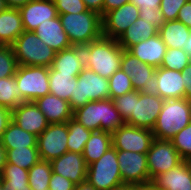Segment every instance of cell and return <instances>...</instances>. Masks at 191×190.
Wrapping results in <instances>:
<instances>
[{
    "label": "cell",
    "mask_w": 191,
    "mask_h": 190,
    "mask_svg": "<svg viewBox=\"0 0 191 190\" xmlns=\"http://www.w3.org/2000/svg\"><path fill=\"white\" fill-rule=\"evenodd\" d=\"M82 48L85 67L101 77L109 79L120 69L124 49L119 45L117 39L101 36Z\"/></svg>",
    "instance_id": "obj_1"
},
{
    "label": "cell",
    "mask_w": 191,
    "mask_h": 190,
    "mask_svg": "<svg viewBox=\"0 0 191 190\" xmlns=\"http://www.w3.org/2000/svg\"><path fill=\"white\" fill-rule=\"evenodd\" d=\"M73 119L91 131L112 133L125 122L112 99L90 101L73 111Z\"/></svg>",
    "instance_id": "obj_2"
},
{
    "label": "cell",
    "mask_w": 191,
    "mask_h": 190,
    "mask_svg": "<svg viewBox=\"0 0 191 190\" xmlns=\"http://www.w3.org/2000/svg\"><path fill=\"white\" fill-rule=\"evenodd\" d=\"M191 122V101L186 98L164 100L156 124L152 129L155 139L171 140Z\"/></svg>",
    "instance_id": "obj_3"
},
{
    "label": "cell",
    "mask_w": 191,
    "mask_h": 190,
    "mask_svg": "<svg viewBox=\"0 0 191 190\" xmlns=\"http://www.w3.org/2000/svg\"><path fill=\"white\" fill-rule=\"evenodd\" d=\"M72 46H85L102 36L101 15L87 10L83 13L58 14Z\"/></svg>",
    "instance_id": "obj_4"
},
{
    "label": "cell",
    "mask_w": 191,
    "mask_h": 190,
    "mask_svg": "<svg viewBox=\"0 0 191 190\" xmlns=\"http://www.w3.org/2000/svg\"><path fill=\"white\" fill-rule=\"evenodd\" d=\"M11 46L18 65L51 67L56 55L34 31H24Z\"/></svg>",
    "instance_id": "obj_5"
},
{
    "label": "cell",
    "mask_w": 191,
    "mask_h": 190,
    "mask_svg": "<svg viewBox=\"0 0 191 190\" xmlns=\"http://www.w3.org/2000/svg\"><path fill=\"white\" fill-rule=\"evenodd\" d=\"M109 98V81L96 74L94 71L84 68L77 79L74 80V90L69 100L70 107L75 109L86 105L90 101H98Z\"/></svg>",
    "instance_id": "obj_6"
},
{
    "label": "cell",
    "mask_w": 191,
    "mask_h": 190,
    "mask_svg": "<svg viewBox=\"0 0 191 190\" xmlns=\"http://www.w3.org/2000/svg\"><path fill=\"white\" fill-rule=\"evenodd\" d=\"M86 180L96 190H112L123 184L117 150L110 147L99 160L88 165Z\"/></svg>",
    "instance_id": "obj_7"
},
{
    "label": "cell",
    "mask_w": 191,
    "mask_h": 190,
    "mask_svg": "<svg viewBox=\"0 0 191 190\" xmlns=\"http://www.w3.org/2000/svg\"><path fill=\"white\" fill-rule=\"evenodd\" d=\"M14 76L24 102L50 94L49 67L18 65Z\"/></svg>",
    "instance_id": "obj_8"
},
{
    "label": "cell",
    "mask_w": 191,
    "mask_h": 190,
    "mask_svg": "<svg viewBox=\"0 0 191 190\" xmlns=\"http://www.w3.org/2000/svg\"><path fill=\"white\" fill-rule=\"evenodd\" d=\"M120 68L130 77L134 90L147 95H158L156 68L141 62L124 50Z\"/></svg>",
    "instance_id": "obj_9"
},
{
    "label": "cell",
    "mask_w": 191,
    "mask_h": 190,
    "mask_svg": "<svg viewBox=\"0 0 191 190\" xmlns=\"http://www.w3.org/2000/svg\"><path fill=\"white\" fill-rule=\"evenodd\" d=\"M112 146L116 150L146 154L153 142L154 134L147 128L135 127L124 123L111 133Z\"/></svg>",
    "instance_id": "obj_10"
},
{
    "label": "cell",
    "mask_w": 191,
    "mask_h": 190,
    "mask_svg": "<svg viewBox=\"0 0 191 190\" xmlns=\"http://www.w3.org/2000/svg\"><path fill=\"white\" fill-rule=\"evenodd\" d=\"M117 159L123 184L150 186L146 154L117 150Z\"/></svg>",
    "instance_id": "obj_11"
},
{
    "label": "cell",
    "mask_w": 191,
    "mask_h": 190,
    "mask_svg": "<svg viewBox=\"0 0 191 190\" xmlns=\"http://www.w3.org/2000/svg\"><path fill=\"white\" fill-rule=\"evenodd\" d=\"M146 156L151 181L157 175L168 172L183 161L169 140L154 139Z\"/></svg>",
    "instance_id": "obj_12"
},
{
    "label": "cell",
    "mask_w": 191,
    "mask_h": 190,
    "mask_svg": "<svg viewBox=\"0 0 191 190\" xmlns=\"http://www.w3.org/2000/svg\"><path fill=\"white\" fill-rule=\"evenodd\" d=\"M68 125L64 123H50L38 136L37 147L40 159L51 161L68 151Z\"/></svg>",
    "instance_id": "obj_13"
},
{
    "label": "cell",
    "mask_w": 191,
    "mask_h": 190,
    "mask_svg": "<svg viewBox=\"0 0 191 190\" xmlns=\"http://www.w3.org/2000/svg\"><path fill=\"white\" fill-rule=\"evenodd\" d=\"M163 103L164 100L158 95H147L134 90V112L125 123L152 130Z\"/></svg>",
    "instance_id": "obj_14"
},
{
    "label": "cell",
    "mask_w": 191,
    "mask_h": 190,
    "mask_svg": "<svg viewBox=\"0 0 191 190\" xmlns=\"http://www.w3.org/2000/svg\"><path fill=\"white\" fill-rule=\"evenodd\" d=\"M139 13V8L130 2L105 13L101 17L102 36L118 39L129 26L136 22Z\"/></svg>",
    "instance_id": "obj_15"
},
{
    "label": "cell",
    "mask_w": 191,
    "mask_h": 190,
    "mask_svg": "<svg viewBox=\"0 0 191 190\" xmlns=\"http://www.w3.org/2000/svg\"><path fill=\"white\" fill-rule=\"evenodd\" d=\"M50 163L53 173L69 179L75 185L86 180L88 165L82 154L67 151Z\"/></svg>",
    "instance_id": "obj_16"
},
{
    "label": "cell",
    "mask_w": 191,
    "mask_h": 190,
    "mask_svg": "<svg viewBox=\"0 0 191 190\" xmlns=\"http://www.w3.org/2000/svg\"><path fill=\"white\" fill-rule=\"evenodd\" d=\"M11 120L23 130L39 136L49 125L35 102H23L12 110Z\"/></svg>",
    "instance_id": "obj_17"
},
{
    "label": "cell",
    "mask_w": 191,
    "mask_h": 190,
    "mask_svg": "<svg viewBox=\"0 0 191 190\" xmlns=\"http://www.w3.org/2000/svg\"><path fill=\"white\" fill-rule=\"evenodd\" d=\"M24 31H34L39 24L58 16L53 0H31L19 8Z\"/></svg>",
    "instance_id": "obj_18"
},
{
    "label": "cell",
    "mask_w": 191,
    "mask_h": 190,
    "mask_svg": "<svg viewBox=\"0 0 191 190\" xmlns=\"http://www.w3.org/2000/svg\"><path fill=\"white\" fill-rule=\"evenodd\" d=\"M152 190H191V172L183 160L168 172L157 175L149 186Z\"/></svg>",
    "instance_id": "obj_19"
},
{
    "label": "cell",
    "mask_w": 191,
    "mask_h": 190,
    "mask_svg": "<svg viewBox=\"0 0 191 190\" xmlns=\"http://www.w3.org/2000/svg\"><path fill=\"white\" fill-rule=\"evenodd\" d=\"M128 51L138 58L141 62L159 68L166 54L167 46L160 38L159 34L140 41L131 46Z\"/></svg>",
    "instance_id": "obj_20"
},
{
    "label": "cell",
    "mask_w": 191,
    "mask_h": 190,
    "mask_svg": "<svg viewBox=\"0 0 191 190\" xmlns=\"http://www.w3.org/2000/svg\"><path fill=\"white\" fill-rule=\"evenodd\" d=\"M158 96L163 100L184 98L185 83L180 71L156 68Z\"/></svg>",
    "instance_id": "obj_21"
},
{
    "label": "cell",
    "mask_w": 191,
    "mask_h": 190,
    "mask_svg": "<svg viewBox=\"0 0 191 190\" xmlns=\"http://www.w3.org/2000/svg\"><path fill=\"white\" fill-rule=\"evenodd\" d=\"M34 33L42 42L56 52L72 47L68 35L63 29L59 16L51 20H46L34 30Z\"/></svg>",
    "instance_id": "obj_22"
},
{
    "label": "cell",
    "mask_w": 191,
    "mask_h": 190,
    "mask_svg": "<svg viewBox=\"0 0 191 190\" xmlns=\"http://www.w3.org/2000/svg\"><path fill=\"white\" fill-rule=\"evenodd\" d=\"M35 104L50 123H64L73 118L70 103L52 94L36 99Z\"/></svg>",
    "instance_id": "obj_23"
},
{
    "label": "cell",
    "mask_w": 191,
    "mask_h": 190,
    "mask_svg": "<svg viewBox=\"0 0 191 190\" xmlns=\"http://www.w3.org/2000/svg\"><path fill=\"white\" fill-rule=\"evenodd\" d=\"M51 68L60 74L79 75L85 68L83 48L72 46L56 52Z\"/></svg>",
    "instance_id": "obj_24"
},
{
    "label": "cell",
    "mask_w": 191,
    "mask_h": 190,
    "mask_svg": "<svg viewBox=\"0 0 191 190\" xmlns=\"http://www.w3.org/2000/svg\"><path fill=\"white\" fill-rule=\"evenodd\" d=\"M24 32L21 13L18 8H7L0 13V42L12 45Z\"/></svg>",
    "instance_id": "obj_25"
},
{
    "label": "cell",
    "mask_w": 191,
    "mask_h": 190,
    "mask_svg": "<svg viewBox=\"0 0 191 190\" xmlns=\"http://www.w3.org/2000/svg\"><path fill=\"white\" fill-rule=\"evenodd\" d=\"M157 34L158 29L153 24L139 17L135 23L122 33L117 42L124 50H128L140 41L148 40Z\"/></svg>",
    "instance_id": "obj_26"
},
{
    "label": "cell",
    "mask_w": 191,
    "mask_h": 190,
    "mask_svg": "<svg viewBox=\"0 0 191 190\" xmlns=\"http://www.w3.org/2000/svg\"><path fill=\"white\" fill-rule=\"evenodd\" d=\"M191 29L177 20L165 21L158 34L167 48L184 49Z\"/></svg>",
    "instance_id": "obj_27"
},
{
    "label": "cell",
    "mask_w": 191,
    "mask_h": 190,
    "mask_svg": "<svg viewBox=\"0 0 191 190\" xmlns=\"http://www.w3.org/2000/svg\"><path fill=\"white\" fill-rule=\"evenodd\" d=\"M38 136L20 128L12 120L3 132L0 143L6 150L24 147H37Z\"/></svg>",
    "instance_id": "obj_28"
},
{
    "label": "cell",
    "mask_w": 191,
    "mask_h": 190,
    "mask_svg": "<svg viewBox=\"0 0 191 190\" xmlns=\"http://www.w3.org/2000/svg\"><path fill=\"white\" fill-rule=\"evenodd\" d=\"M112 147V135L108 131H92L83 150V157L87 165L99 160Z\"/></svg>",
    "instance_id": "obj_29"
},
{
    "label": "cell",
    "mask_w": 191,
    "mask_h": 190,
    "mask_svg": "<svg viewBox=\"0 0 191 190\" xmlns=\"http://www.w3.org/2000/svg\"><path fill=\"white\" fill-rule=\"evenodd\" d=\"M79 75H65L49 67L50 94L69 102L74 90V80Z\"/></svg>",
    "instance_id": "obj_30"
},
{
    "label": "cell",
    "mask_w": 191,
    "mask_h": 190,
    "mask_svg": "<svg viewBox=\"0 0 191 190\" xmlns=\"http://www.w3.org/2000/svg\"><path fill=\"white\" fill-rule=\"evenodd\" d=\"M0 180L5 184L6 190H31L28 182V170L14 164L6 163Z\"/></svg>",
    "instance_id": "obj_31"
},
{
    "label": "cell",
    "mask_w": 191,
    "mask_h": 190,
    "mask_svg": "<svg viewBox=\"0 0 191 190\" xmlns=\"http://www.w3.org/2000/svg\"><path fill=\"white\" fill-rule=\"evenodd\" d=\"M24 102V97L17 85L15 76L0 79V107L10 109L16 108Z\"/></svg>",
    "instance_id": "obj_32"
},
{
    "label": "cell",
    "mask_w": 191,
    "mask_h": 190,
    "mask_svg": "<svg viewBox=\"0 0 191 190\" xmlns=\"http://www.w3.org/2000/svg\"><path fill=\"white\" fill-rule=\"evenodd\" d=\"M68 125V151L82 154L87 140L90 137L91 130L86 129L82 124L73 118L67 122Z\"/></svg>",
    "instance_id": "obj_33"
},
{
    "label": "cell",
    "mask_w": 191,
    "mask_h": 190,
    "mask_svg": "<svg viewBox=\"0 0 191 190\" xmlns=\"http://www.w3.org/2000/svg\"><path fill=\"white\" fill-rule=\"evenodd\" d=\"M52 175L50 161L40 160L28 170V182L31 190H46Z\"/></svg>",
    "instance_id": "obj_34"
},
{
    "label": "cell",
    "mask_w": 191,
    "mask_h": 190,
    "mask_svg": "<svg viewBox=\"0 0 191 190\" xmlns=\"http://www.w3.org/2000/svg\"><path fill=\"white\" fill-rule=\"evenodd\" d=\"M38 147H24L7 150V163L29 170L40 161Z\"/></svg>",
    "instance_id": "obj_35"
},
{
    "label": "cell",
    "mask_w": 191,
    "mask_h": 190,
    "mask_svg": "<svg viewBox=\"0 0 191 190\" xmlns=\"http://www.w3.org/2000/svg\"><path fill=\"white\" fill-rule=\"evenodd\" d=\"M109 98L120 97L127 92L133 91L130 77L120 68L109 79Z\"/></svg>",
    "instance_id": "obj_36"
},
{
    "label": "cell",
    "mask_w": 191,
    "mask_h": 190,
    "mask_svg": "<svg viewBox=\"0 0 191 190\" xmlns=\"http://www.w3.org/2000/svg\"><path fill=\"white\" fill-rule=\"evenodd\" d=\"M190 61L191 59L184 49L167 48L160 67L181 72Z\"/></svg>",
    "instance_id": "obj_37"
},
{
    "label": "cell",
    "mask_w": 191,
    "mask_h": 190,
    "mask_svg": "<svg viewBox=\"0 0 191 190\" xmlns=\"http://www.w3.org/2000/svg\"><path fill=\"white\" fill-rule=\"evenodd\" d=\"M18 63L11 45L0 46V79L14 76Z\"/></svg>",
    "instance_id": "obj_38"
},
{
    "label": "cell",
    "mask_w": 191,
    "mask_h": 190,
    "mask_svg": "<svg viewBox=\"0 0 191 190\" xmlns=\"http://www.w3.org/2000/svg\"><path fill=\"white\" fill-rule=\"evenodd\" d=\"M181 158L191 157V122L170 140Z\"/></svg>",
    "instance_id": "obj_39"
},
{
    "label": "cell",
    "mask_w": 191,
    "mask_h": 190,
    "mask_svg": "<svg viewBox=\"0 0 191 190\" xmlns=\"http://www.w3.org/2000/svg\"><path fill=\"white\" fill-rule=\"evenodd\" d=\"M112 100L125 122L134 112V90Z\"/></svg>",
    "instance_id": "obj_40"
},
{
    "label": "cell",
    "mask_w": 191,
    "mask_h": 190,
    "mask_svg": "<svg viewBox=\"0 0 191 190\" xmlns=\"http://www.w3.org/2000/svg\"><path fill=\"white\" fill-rule=\"evenodd\" d=\"M58 14L83 13L87 7L83 0H53Z\"/></svg>",
    "instance_id": "obj_41"
},
{
    "label": "cell",
    "mask_w": 191,
    "mask_h": 190,
    "mask_svg": "<svg viewBox=\"0 0 191 190\" xmlns=\"http://www.w3.org/2000/svg\"><path fill=\"white\" fill-rule=\"evenodd\" d=\"M188 0H161L160 11L165 21L177 20L179 10Z\"/></svg>",
    "instance_id": "obj_42"
},
{
    "label": "cell",
    "mask_w": 191,
    "mask_h": 190,
    "mask_svg": "<svg viewBox=\"0 0 191 190\" xmlns=\"http://www.w3.org/2000/svg\"><path fill=\"white\" fill-rule=\"evenodd\" d=\"M139 17L153 24L157 29L161 28L165 23L163 14L159 8L152 10H139Z\"/></svg>",
    "instance_id": "obj_43"
},
{
    "label": "cell",
    "mask_w": 191,
    "mask_h": 190,
    "mask_svg": "<svg viewBox=\"0 0 191 190\" xmlns=\"http://www.w3.org/2000/svg\"><path fill=\"white\" fill-rule=\"evenodd\" d=\"M75 184L69 179L53 173L49 181V190H74Z\"/></svg>",
    "instance_id": "obj_44"
},
{
    "label": "cell",
    "mask_w": 191,
    "mask_h": 190,
    "mask_svg": "<svg viewBox=\"0 0 191 190\" xmlns=\"http://www.w3.org/2000/svg\"><path fill=\"white\" fill-rule=\"evenodd\" d=\"M177 21L191 29V0H188L179 10Z\"/></svg>",
    "instance_id": "obj_45"
},
{
    "label": "cell",
    "mask_w": 191,
    "mask_h": 190,
    "mask_svg": "<svg viewBox=\"0 0 191 190\" xmlns=\"http://www.w3.org/2000/svg\"><path fill=\"white\" fill-rule=\"evenodd\" d=\"M133 3L139 10H152L160 7L161 0H129Z\"/></svg>",
    "instance_id": "obj_46"
},
{
    "label": "cell",
    "mask_w": 191,
    "mask_h": 190,
    "mask_svg": "<svg viewBox=\"0 0 191 190\" xmlns=\"http://www.w3.org/2000/svg\"><path fill=\"white\" fill-rule=\"evenodd\" d=\"M183 75V81L185 83V93L184 98L191 100V61L190 63L181 71Z\"/></svg>",
    "instance_id": "obj_47"
},
{
    "label": "cell",
    "mask_w": 191,
    "mask_h": 190,
    "mask_svg": "<svg viewBox=\"0 0 191 190\" xmlns=\"http://www.w3.org/2000/svg\"><path fill=\"white\" fill-rule=\"evenodd\" d=\"M12 111L10 109L0 107V141L3 135V132L6 130L7 125L11 121Z\"/></svg>",
    "instance_id": "obj_48"
},
{
    "label": "cell",
    "mask_w": 191,
    "mask_h": 190,
    "mask_svg": "<svg viewBox=\"0 0 191 190\" xmlns=\"http://www.w3.org/2000/svg\"><path fill=\"white\" fill-rule=\"evenodd\" d=\"M88 10L97 12L101 17L103 16L104 0H83Z\"/></svg>",
    "instance_id": "obj_49"
},
{
    "label": "cell",
    "mask_w": 191,
    "mask_h": 190,
    "mask_svg": "<svg viewBox=\"0 0 191 190\" xmlns=\"http://www.w3.org/2000/svg\"><path fill=\"white\" fill-rule=\"evenodd\" d=\"M126 3H129V0H104L103 15L113 9L121 7Z\"/></svg>",
    "instance_id": "obj_50"
},
{
    "label": "cell",
    "mask_w": 191,
    "mask_h": 190,
    "mask_svg": "<svg viewBox=\"0 0 191 190\" xmlns=\"http://www.w3.org/2000/svg\"><path fill=\"white\" fill-rule=\"evenodd\" d=\"M7 163V150L6 148L0 143V176L3 172L4 166Z\"/></svg>",
    "instance_id": "obj_51"
},
{
    "label": "cell",
    "mask_w": 191,
    "mask_h": 190,
    "mask_svg": "<svg viewBox=\"0 0 191 190\" xmlns=\"http://www.w3.org/2000/svg\"><path fill=\"white\" fill-rule=\"evenodd\" d=\"M31 0H5L8 8H20L27 3H29Z\"/></svg>",
    "instance_id": "obj_52"
},
{
    "label": "cell",
    "mask_w": 191,
    "mask_h": 190,
    "mask_svg": "<svg viewBox=\"0 0 191 190\" xmlns=\"http://www.w3.org/2000/svg\"><path fill=\"white\" fill-rule=\"evenodd\" d=\"M147 188L148 187L124 184V185L114 188L112 190H147Z\"/></svg>",
    "instance_id": "obj_53"
},
{
    "label": "cell",
    "mask_w": 191,
    "mask_h": 190,
    "mask_svg": "<svg viewBox=\"0 0 191 190\" xmlns=\"http://www.w3.org/2000/svg\"><path fill=\"white\" fill-rule=\"evenodd\" d=\"M74 190H96L87 180L75 185Z\"/></svg>",
    "instance_id": "obj_54"
},
{
    "label": "cell",
    "mask_w": 191,
    "mask_h": 190,
    "mask_svg": "<svg viewBox=\"0 0 191 190\" xmlns=\"http://www.w3.org/2000/svg\"><path fill=\"white\" fill-rule=\"evenodd\" d=\"M184 50L186 51V53L189 55V57L191 59V32L189 34L187 44L184 45Z\"/></svg>",
    "instance_id": "obj_55"
},
{
    "label": "cell",
    "mask_w": 191,
    "mask_h": 190,
    "mask_svg": "<svg viewBox=\"0 0 191 190\" xmlns=\"http://www.w3.org/2000/svg\"><path fill=\"white\" fill-rule=\"evenodd\" d=\"M8 8L5 0H0V13Z\"/></svg>",
    "instance_id": "obj_56"
},
{
    "label": "cell",
    "mask_w": 191,
    "mask_h": 190,
    "mask_svg": "<svg viewBox=\"0 0 191 190\" xmlns=\"http://www.w3.org/2000/svg\"><path fill=\"white\" fill-rule=\"evenodd\" d=\"M185 162H186V164H187V166L189 167L190 172H191V157L187 158V159L185 160Z\"/></svg>",
    "instance_id": "obj_57"
},
{
    "label": "cell",
    "mask_w": 191,
    "mask_h": 190,
    "mask_svg": "<svg viewBox=\"0 0 191 190\" xmlns=\"http://www.w3.org/2000/svg\"><path fill=\"white\" fill-rule=\"evenodd\" d=\"M0 190H6L5 184L0 180Z\"/></svg>",
    "instance_id": "obj_58"
}]
</instances>
